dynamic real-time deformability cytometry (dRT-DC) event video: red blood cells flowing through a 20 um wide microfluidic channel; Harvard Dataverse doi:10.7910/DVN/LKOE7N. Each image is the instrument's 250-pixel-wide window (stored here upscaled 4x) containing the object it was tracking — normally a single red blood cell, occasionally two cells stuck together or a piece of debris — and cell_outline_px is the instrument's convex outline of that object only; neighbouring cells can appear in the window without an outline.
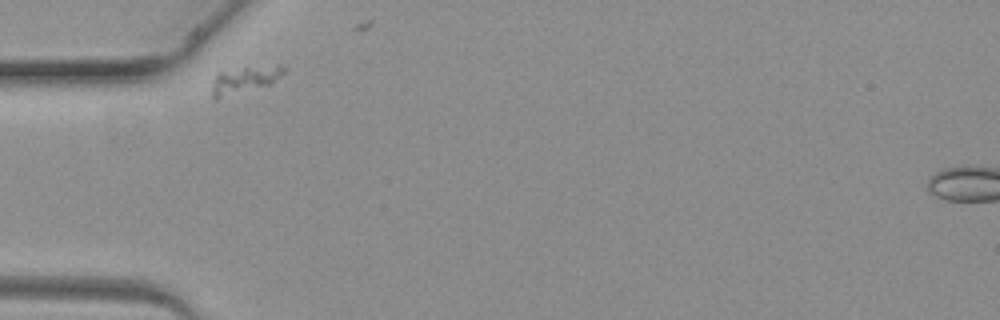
{"species": "common noctule bat (a hibernating species)", "species_latin": "Nyctalus noctula", "temperature_condition": "warm", "stored_images_in_passage": 2, "camera_frame_rate_fps": 3000, "um_per_image_px": 0.085, "animal": {"sex": "female", "body_mass_g": 19.3, "forearm_length_mm": 54.1}, "frame": {"image": 1, "passage_image": 1, "time_ms": 0.0, "image_size_px": [1000, 320], "cell_outline_px": [[288, 68], [272, 84], [216, 100], [212, 96], [212, 88], [216, 72], [244, 68], [280, 64]], "centroid_in_image_um": [20.81, 6.79], "position_along_channel_um": 64.2, "area_um2": 11.39}}